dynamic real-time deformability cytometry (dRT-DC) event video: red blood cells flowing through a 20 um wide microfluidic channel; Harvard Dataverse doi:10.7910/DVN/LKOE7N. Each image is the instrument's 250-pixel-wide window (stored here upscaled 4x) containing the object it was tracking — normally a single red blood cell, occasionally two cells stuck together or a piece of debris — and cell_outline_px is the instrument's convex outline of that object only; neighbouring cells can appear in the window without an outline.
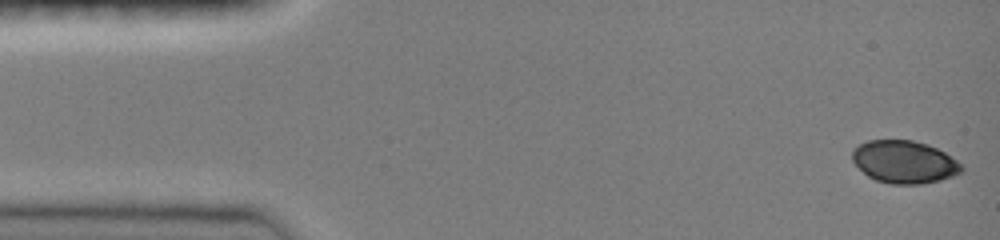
{"species": "common noctule bat (a hibernating species)", "species_latin": "Nyctalus noctula", "temperature_condition": "room temperature", "stored_images_in_passage": 47, "camera_frame_rate_fps": 3000, "um_per_image_px": 0.085, "animal": {"sex": "female", "body_mass_g": 19.0, "forearm_length_mm": 51.5}, "frame": {"image": 1, "passage_image": 1, "time_ms": 0.0, "image_size_px": [1000, 240], "cell_outline_px": [[964, 168], [960, 172], [940, 180], [920, 184], [892, 184], [876, 180], [868, 176], [852, 160], [852, 152], [860, 144], [868, 140], [912, 140], [928, 144], [944, 152], [956, 160]], "centroid_in_image_um": [76.86, 13.76], "position_along_channel_um": 8.1, "area_um2": 26.82}}
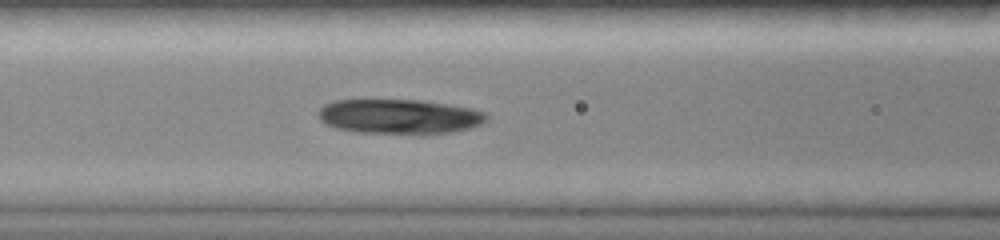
{"frame": {"image": 2, "passage_image": 19, "time_ms": 6.0, "image_size_px": [1000, 240], "cell_outline_px": [[488, 120], [472, 128], [452, 132], [360, 132], [336, 128], [320, 120], [316, 112], [324, 104], [332, 100], [420, 100], [448, 104], [472, 108], [484, 112], [488, 116]], "centroid_in_image_um": [33.93, 9.87], "position_along_channel_um": 132.7, "area_um2": 33.52}}
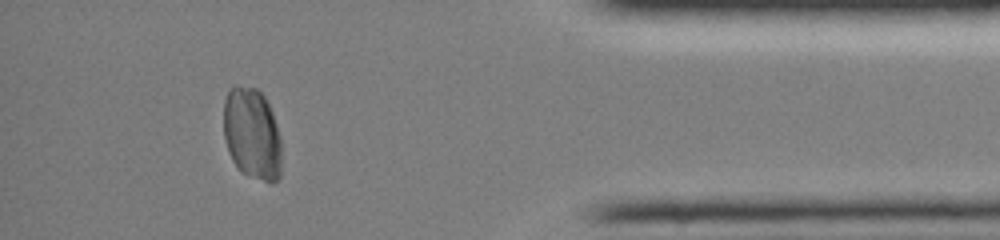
{"frame": {"image": 3, "passage_image": 42, "time_ms": 13.667, "image_size_px": [1000, 240], "cell_outline_px": [[280, 176], [272, 184], [248, 176], [240, 172], [232, 160], [228, 152], [224, 136], [224, 100], [228, 92], [236, 84], [256, 88], [264, 96], [272, 112], [280, 136]], "centroid_in_image_um": [21.41, 11.39], "position_along_channel_um": 413.8, "area_um2": 31.15}}